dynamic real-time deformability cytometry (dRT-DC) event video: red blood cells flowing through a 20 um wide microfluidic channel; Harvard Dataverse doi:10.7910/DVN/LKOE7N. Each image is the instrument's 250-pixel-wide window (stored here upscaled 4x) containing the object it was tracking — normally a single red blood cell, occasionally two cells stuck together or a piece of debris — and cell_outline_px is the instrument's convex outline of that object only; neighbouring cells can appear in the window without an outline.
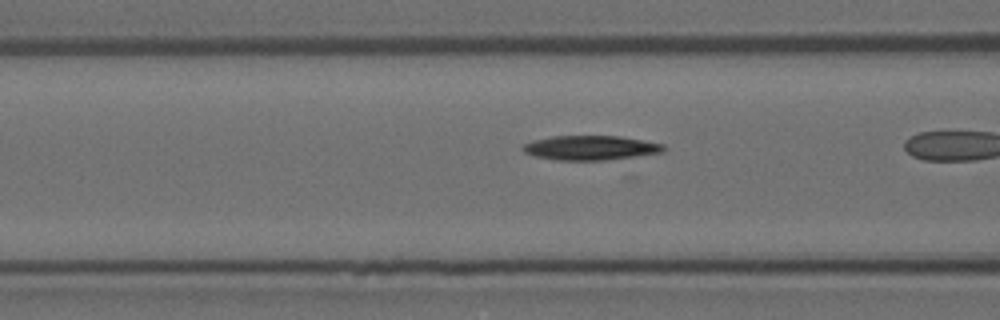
{"species": "Egyptian fruit bat (a non-hibernating species)", "species_latin": "Rousettus aegyptiacus", "temperature_condition": "room temperature", "stored_images_in_passage": 43, "camera_frame_rate_fps": 3000, "um_per_image_px": 0.085, "animal": {"sex": "female"}, "frame": {"image": 1, "passage_image": 7, "time_ms": 2.0, "image_size_px": [1000, 320], "cell_outline_px": [[664, 152], [604, 160], [556, 160], [536, 156], [524, 152], [520, 148], [524, 144], [532, 140], [552, 136], [620, 136], [664, 144]], "centroid_in_image_um": [50.16, 12.56], "position_along_channel_um": 116.4, "area_um2": 19.94}}
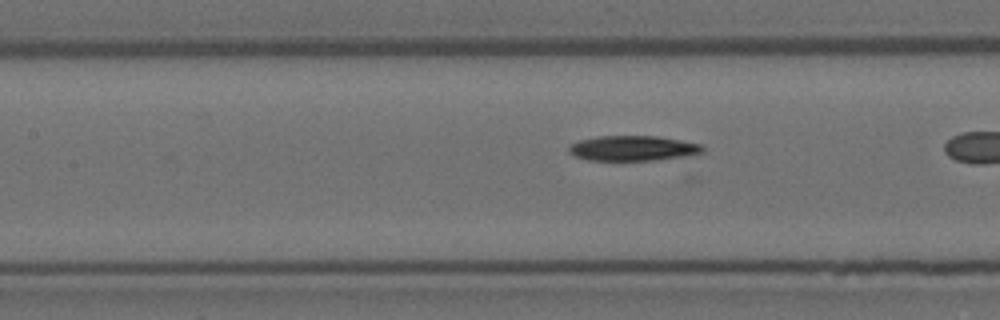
{"frame": {"image": 2, "passage_image": 10, "time_ms": 3.0, "image_size_px": [1000, 320], "cell_outline_px": [[704, 152], [684, 156], [652, 160], [588, 160], [576, 156], [568, 152], [568, 144], [580, 140], [600, 136], [656, 136], [680, 140], [700, 144], [704, 148]], "centroid_in_image_um": [53.76, 12.6], "position_along_channel_um": 153.6, "area_um2": 19.42}}